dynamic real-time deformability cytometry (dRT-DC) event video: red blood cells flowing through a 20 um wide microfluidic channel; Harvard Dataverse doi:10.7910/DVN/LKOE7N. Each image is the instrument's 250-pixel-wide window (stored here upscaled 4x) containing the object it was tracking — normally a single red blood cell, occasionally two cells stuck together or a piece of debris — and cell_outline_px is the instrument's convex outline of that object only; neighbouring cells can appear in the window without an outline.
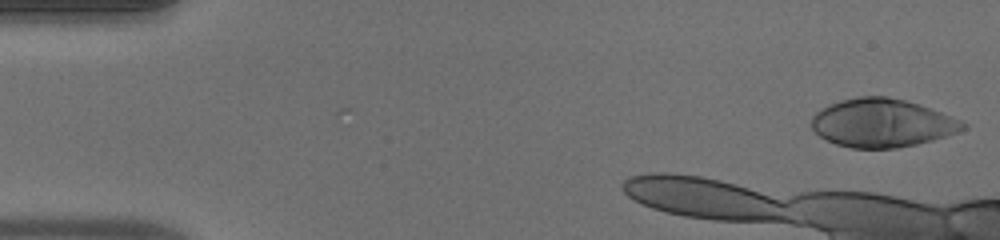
{"species": "human", "species_latin": "Homo sapiens", "temperature_condition": "warm", "stored_images_in_passage": 46, "camera_frame_rate_fps": 3000, "um_per_image_px": 0.085, "donor": {"sex": "male"}, "frame": {"image": 1, "passage_image": 1, "time_ms": 0.0, "image_size_px": [1000, 240], "cell_outline_px": [[968, 128], [932, 140], [916, 144], [896, 148], [852, 148], [836, 144], [820, 136], [812, 128], [812, 116], [816, 112], [832, 104], [844, 100], [860, 96], [888, 96], [904, 100], [952, 116], [968, 124]], "centroid_in_image_um": [74.99, 10.46], "position_along_channel_um": 10.0, "area_um2": 42.08}}
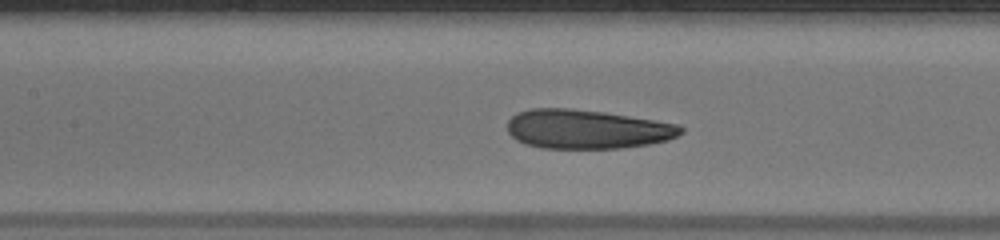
{"frame": {"image": 2, "passage_image": 17, "time_ms": 5.333, "image_size_px": [1000, 240], "cell_outline_px": [[684, 132], [668, 140], [648, 144], [620, 148], [540, 148], [524, 144], [516, 140], [508, 132], [508, 120], [516, 112], [532, 108], [572, 108], [604, 112], [676, 124], [684, 128]], "centroid_in_image_um": [49.84, 10.98], "position_along_channel_um": 157.6, "area_um2": 39.54}}
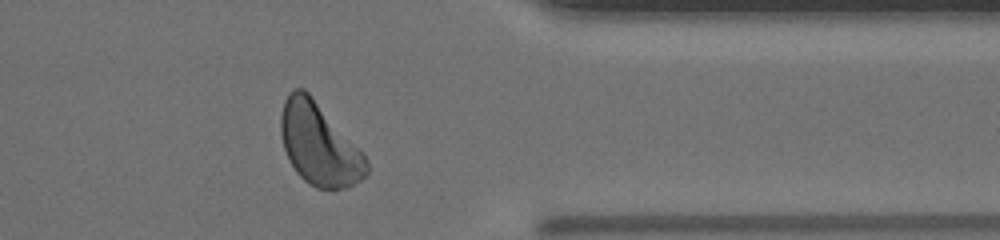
{"frame": {"image": 3, "passage_image": 35, "time_ms": 11.333, "image_size_px": [1000, 240], "cell_outline_px": [[368, 172], [360, 180], [344, 188], [332, 192], [316, 188], [308, 184], [296, 172], [284, 148], [280, 132], [280, 116], [284, 100], [288, 92], [296, 88], [304, 88], [308, 92], [364, 156], [368, 164]], "centroid_in_image_um": [27.08, 12.3], "position_along_channel_um": 384.3, "area_um2": 40.4}, "authors_computed_cell_mechanics": {"area_um2": 39.8531, "velocity_mm_per_s": 3.985, "shape_relaxation_time_tau1_ms": 6.2578, "shape_relaxation_time_tau2_ms": 1.6051, "deformation_change_tau1": 0.1794, "deformation_change_tau2": 0.0817}}